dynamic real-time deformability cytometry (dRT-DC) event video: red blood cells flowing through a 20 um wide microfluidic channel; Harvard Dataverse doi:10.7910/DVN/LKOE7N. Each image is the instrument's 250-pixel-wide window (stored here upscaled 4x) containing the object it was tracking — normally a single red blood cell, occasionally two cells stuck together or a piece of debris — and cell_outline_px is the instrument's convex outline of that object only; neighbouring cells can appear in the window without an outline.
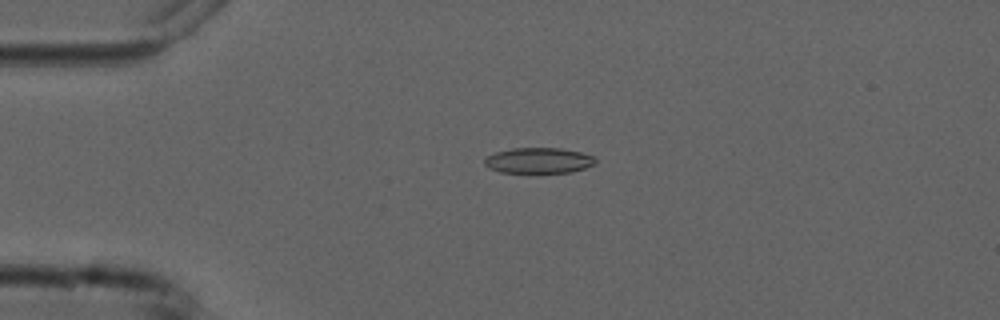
{"species": "common noctule bat (a hibernating species)", "species_latin": "Nyctalus noctula", "temperature_condition": "cold", "stored_images_in_passage": 4, "camera_frame_rate_fps": 3000, "um_per_image_px": 0.085, "animal": {"sex": "male", "forearm_length_mm": 52.5}, "frame": {"image": 1, "passage_image": 3, "time_ms": 3.333, "image_size_px": [1000, 320], "cell_outline_px": [[596, 164], [572, 172], [500, 172], [488, 168], [484, 164], [484, 160], [488, 156], [496, 152], [512, 148], [560, 148], [580, 152], [596, 156]], "centroid_in_image_um": [45.81, 13.64], "position_along_channel_um": 39.2, "area_um2": 16.53}}